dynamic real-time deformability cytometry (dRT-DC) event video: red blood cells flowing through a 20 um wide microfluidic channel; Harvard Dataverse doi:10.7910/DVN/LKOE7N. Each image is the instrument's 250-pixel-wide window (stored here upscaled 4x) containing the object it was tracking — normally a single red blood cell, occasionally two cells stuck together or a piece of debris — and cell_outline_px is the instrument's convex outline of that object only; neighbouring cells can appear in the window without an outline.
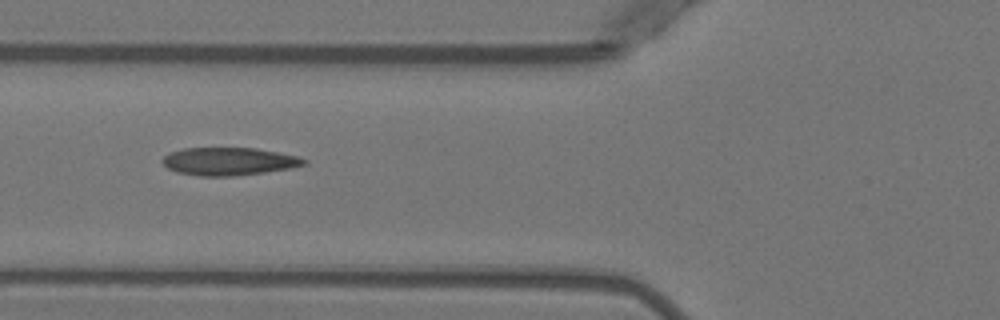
{"species": "Egyptian fruit bat (a non-hibernating species)", "species_latin": "Rousettus aegyptiacus", "temperature_condition": "warm", "stored_images_in_passage": 3, "camera_frame_rate_fps": 3000, "um_per_image_px": 0.085, "animal": {"sex": "female"}, "frame": {"image": 1, "passage_image": 3, "time_ms": 2.333, "image_size_px": [1000, 320], "cell_outline_px": [[308, 164], [288, 168], [264, 172], [232, 176], [200, 176], [176, 172], [168, 168], [160, 160], [164, 156], [172, 152], [184, 148], [256, 148], [296, 156], [308, 160]], "centroid_in_image_um": [19.44, 13.72], "position_along_channel_um": 106.4, "area_um2": 22.77}}